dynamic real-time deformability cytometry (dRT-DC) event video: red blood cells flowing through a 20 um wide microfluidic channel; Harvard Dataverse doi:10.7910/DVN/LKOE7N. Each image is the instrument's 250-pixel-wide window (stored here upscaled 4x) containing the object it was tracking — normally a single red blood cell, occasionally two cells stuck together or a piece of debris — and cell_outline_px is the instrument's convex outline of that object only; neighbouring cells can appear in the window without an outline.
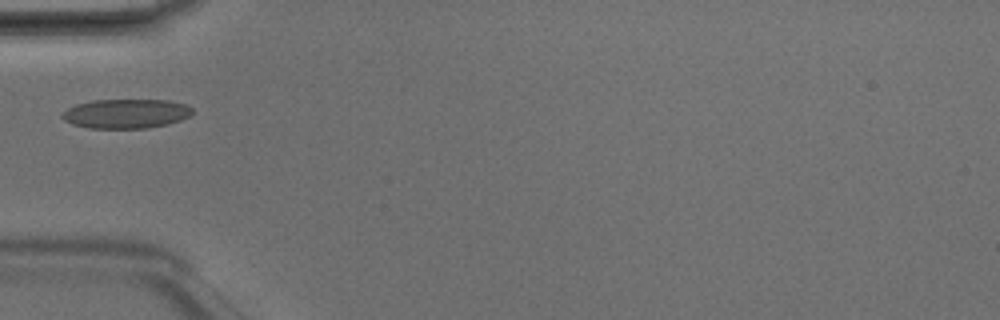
{"species": "Egyptian fruit bat (a non-hibernating species)", "species_latin": "Rousettus aegyptiacus", "temperature_condition": "room temperature", "stored_images_in_passage": 2, "camera_frame_rate_fps": 3000, "um_per_image_px": 0.085, "animal": {"sex": "male"}, "frame": {"image": 1, "passage_image": 2, "time_ms": 0.333, "image_size_px": [1000, 320], "cell_outline_px": [[192, 112], [188, 116], [180, 120], [168, 124], [148, 128], [88, 128], [72, 124], [64, 120], [60, 116], [68, 108], [76, 104], [92, 100], [168, 100], [184, 104], [192, 108]], "centroid_in_image_um": [10.69, 9.66], "position_along_channel_um": 74.3, "area_um2": 22.2}}